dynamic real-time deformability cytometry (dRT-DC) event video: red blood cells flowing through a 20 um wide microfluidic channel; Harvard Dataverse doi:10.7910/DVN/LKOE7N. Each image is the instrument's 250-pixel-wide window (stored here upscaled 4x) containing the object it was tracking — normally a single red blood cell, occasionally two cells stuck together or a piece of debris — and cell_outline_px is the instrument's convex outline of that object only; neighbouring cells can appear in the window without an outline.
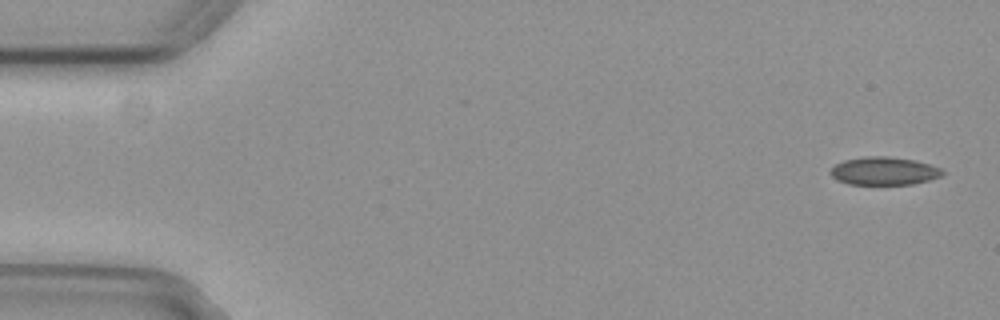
{"species": "common noctule bat (a hibernating species)", "species_latin": "Nyctalus noctula", "temperature_condition": "cold", "stored_images_in_passage": 55, "camera_frame_rate_fps": 3000, "um_per_image_px": 0.085, "animal": {"sex": "female", "body_mass_g": 29.2, "forearm_length_mm": 56.3}, "frame": {"image": 1, "passage_image": 2, "time_ms": 0.333, "image_size_px": [1000, 320], "cell_outline_px": [[944, 172], [940, 176], [928, 180], [912, 184], [848, 184], [836, 180], [828, 172], [836, 164], [844, 160], [864, 156], [888, 156], [916, 160], [944, 168]], "centroid_in_image_um": [75.14, 14.52], "position_along_channel_um": 9.9, "area_um2": 18.44}}
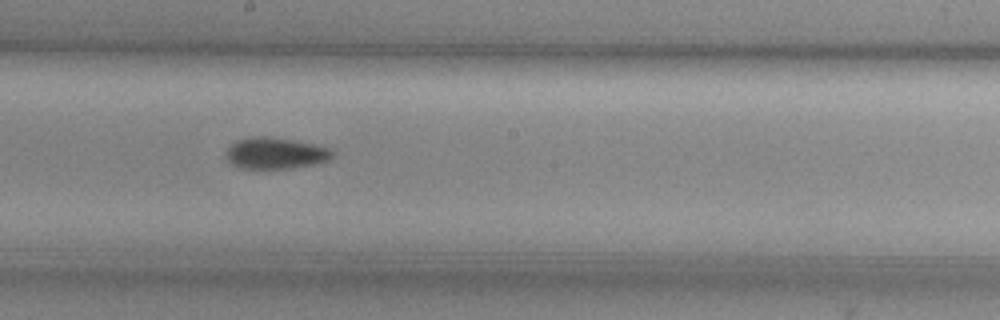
{"frame": {"image": 2, "passage_image": 30, "time_ms": 9.667, "image_size_px": [1000, 320], "cell_outline_px": [[336, 152], [328, 160], [312, 164], [288, 168], [240, 168], [232, 164], [228, 160], [224, 152], [236, 140], [252, 136], [264, 136], [292, 140], [312, 144], [328, 148]], "centroid_in_image_um": [23.37, 13.01], "position_along_channel_um": 224.8, "area_um2": 19.19}}
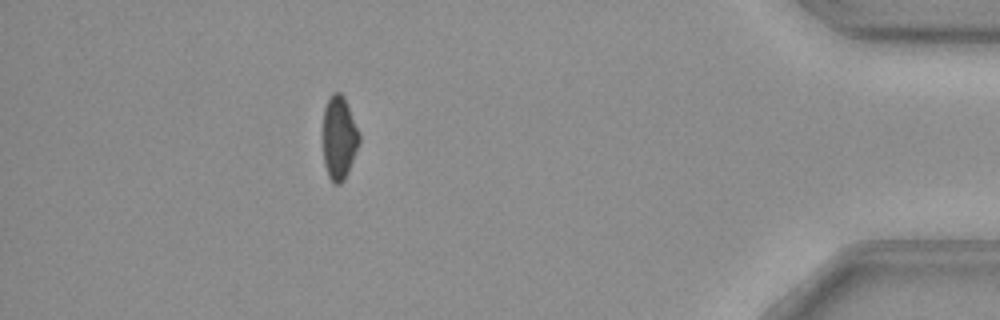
{"frame": {"image": 3, "passage_image": 49, "time_ms": 16.0, "image_size_px": [1000, 320], "cell_outline_px": [[360, 144], [348, 172], [344, 180], [340, 184], [332, 184], [328, 176], [324, 164], [324, 108], [328, 96], [332, 92], [340, 92], [344, 96], [360, 136]], "centroid_in_image_um": [28.83, 11.73], "position_along_channel_um": 406.4, "area_um2": 17.69}, "authors_computed_cell_mechanics": {"area_um2": 18.785, "velocity_mm_per_s": 3.7254, "shape_relaxation_time_tau1_ms": null, "shape_relaxation_time_tau2_ms": 8.3949, "deformation_change_tau1": null, "deformation_change_tau2": 0.1179}}